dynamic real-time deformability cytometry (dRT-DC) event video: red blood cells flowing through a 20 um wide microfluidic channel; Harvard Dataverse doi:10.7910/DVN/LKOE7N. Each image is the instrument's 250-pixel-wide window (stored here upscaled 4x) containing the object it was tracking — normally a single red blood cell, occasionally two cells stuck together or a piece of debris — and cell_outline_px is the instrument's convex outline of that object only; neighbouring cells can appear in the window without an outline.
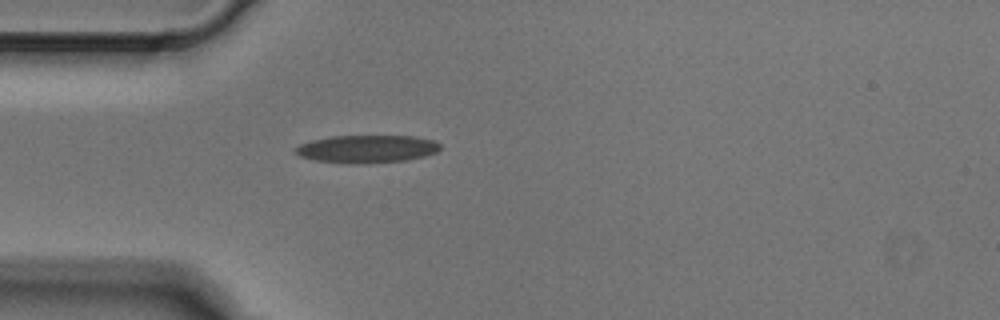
{"species": "Egyptian fruit bat (a non-hibernating species)", "species_latin": "Rousettus aegyptiacus", "temperature_condition": "cold", "stored_images_in_passage": 1, "camera_frame_rate_fps": 3000, "um_per_image_px": 0.085, "animal": {"sex": "male"}, "frame": {"image": 1, "passage_image": 1, "time_ms": 0.0, "image_size_px": [1000, 320], "cell_outline_px": [[440, 148], [436, 152], [424, 156], [404, 160], [356, 164], [352, 164], [316, 160], [300, 156], [296, 152], [296, 148], [300, 144], [312, 140], [332, 136], [412, 136], [432, 140], [440, 144]], "centroid_in_image_um": [31.18, 12.65], "position_along_channel_um": 53.8, "area_um2": 23.06}}